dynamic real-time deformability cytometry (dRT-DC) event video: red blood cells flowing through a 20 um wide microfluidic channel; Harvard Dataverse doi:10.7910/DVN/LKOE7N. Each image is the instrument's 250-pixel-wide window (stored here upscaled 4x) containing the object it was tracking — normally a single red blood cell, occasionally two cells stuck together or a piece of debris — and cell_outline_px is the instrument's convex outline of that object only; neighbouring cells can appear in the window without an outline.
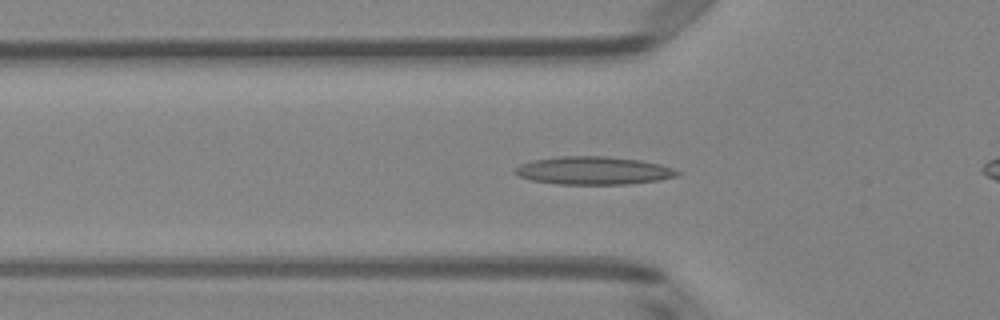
{"species": "Egyptian fruit bat (a non-hibernating species)", "species_latin": "Rousettus aegyptiacus", "temperature_condition": "room temperature", "stored_images_in_passage": 29, "camera_frame_rate_fps": 3000, "um_per_image_px": 0.085, "animal": {"sex": "female"}, "frame": {"image": 1, "passage_image": 4, "time_ms": 1.0, "image_size_px": [1000, 320], "cell_outline_px": [[680, 176], [660, 180], [628, 184], [556, 184], [532, 180], [520, 176], [512, 172], [520, 164], [532, 160], [560, 156], [604, 156], [640, 160], [660, 164], [672, 168], [680, 172]], "centroid_in_image_um": [50.46, 14.5], "position_along_channel_um": 75.3, "area_um2": 26.53}}
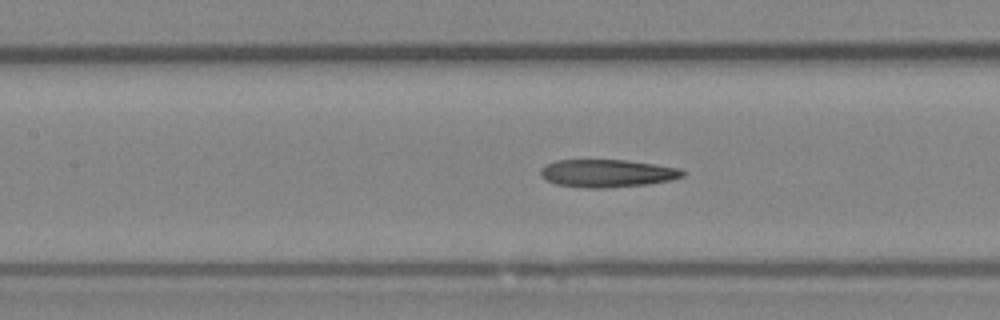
{"frame": {"image": 2, "passage_image": 10, "time_ms": 3.0, "image_size_px": [1000, 320], "cell_outline_px": [[688, 172], [684, 176], [672, 180], [648, 184], [608, 188], [584, 188], [556, 184], [544, 180], [540, 176], [540, 168], [556, 160], [628, 160], [656, 164], [680, 168]], "centroid_in_image_um": [51.64, 14.73], "position_along_channel_um": 155.8, "area_um2": 23.35}}
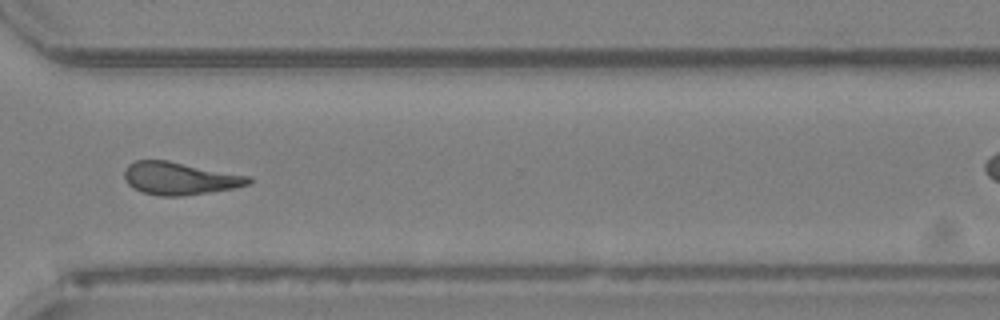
{"frame": {"image": 3, "passage_image": 25, "time_ms": 8.0, "image_size_px": [1000, 320], "cell_outline_px": [[252, 180], [248, 184], [232, 188], [208, 192], [180, 196], [160, 196], [140, 192], [132, 188], [124, 180], [124, 172], [128, 164], [136, 160], [168, 160], [252, 176]], "centroid_in_image_um": [15.24, 15.15], "position_along_channel_um": 355.4, "area_um2": 23.76}}